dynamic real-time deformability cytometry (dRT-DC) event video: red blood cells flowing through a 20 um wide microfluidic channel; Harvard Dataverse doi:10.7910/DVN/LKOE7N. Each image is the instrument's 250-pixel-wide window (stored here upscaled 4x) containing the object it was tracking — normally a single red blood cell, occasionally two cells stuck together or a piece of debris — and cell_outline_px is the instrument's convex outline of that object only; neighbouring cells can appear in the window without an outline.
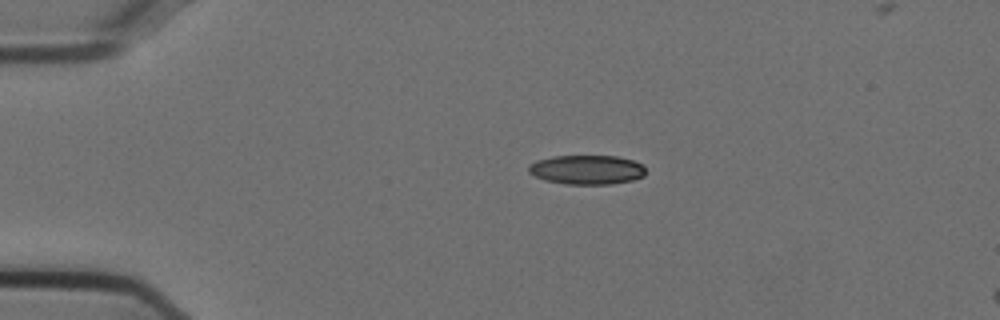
{"species": "Egyptian fruit bat (a non-hibernating species)", "species_latin": "Rousettus aegyptiacus", "temperature_condition": "cold", "stored_images_in_passage": 46, "camera_frame_rate_fps": 3000, "um_per_image_px": 0.085, "animal": {"sex": "female"}, "frame": {"image": 1, "passage_image": 11, "time_ms": 3.333, "image_size_px": [1000, 320], "cell_outline_px": [[644, 176], [632, 180], [608, 184], [568, 184], [544, 180], [528, 172], [528, 164], [536, 160], [552, 156], [616, 156], [632, 160], [644, 164]], "centroid_in_image_um": [49.86, 14.42], "position_along_channel_um": 35.1, "area_um2": 20.0}}
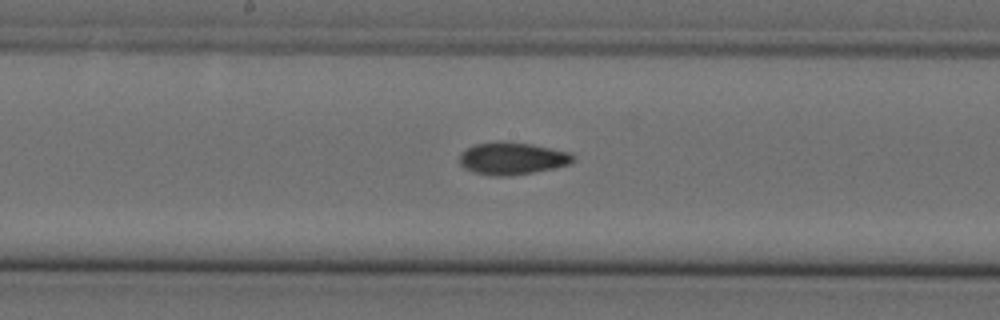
{"frame": {"image": 2, "passage_image": 28, "time_ms": 9.0, "image_size_px": [1000, 320], "cell_outline_px": [[572, 160], [568, 164], [552, 168], [532, 172], [508, 176], [496, 176], [472, 172], [464, 168], [460, 164], [460, 152], [472, 144], [496, 140], [504, 140], [532, 144], [568, 152], [572, 156]], "centroid_in_image_um": [43.43, 13.44], "position_along_channel_um": 204.8, "area_um2": 21.44}}
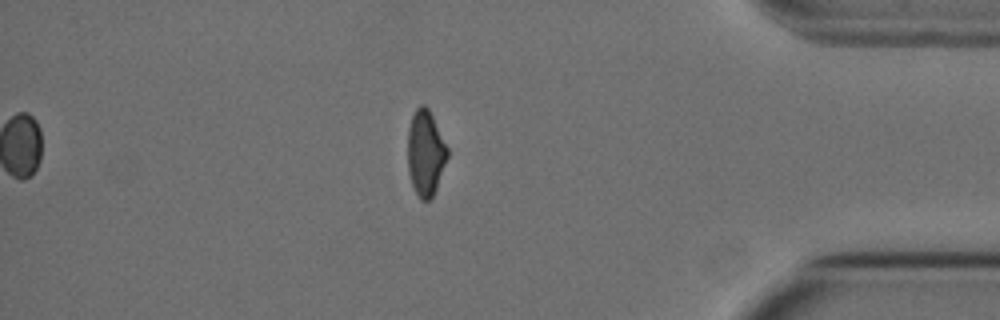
{"frame": {"image": 3, "passage_image": 46, "time_ms": 15.0, "image_size_px": [1000, 320], "cell_outline_px": [[448, 156], [436, 188], [432, 196], [428, 200], [420, 200], [412, 184], [408, 172], [408, 128], [412, 116], [416, 108], [420, 104], [424, 104], [428, 108], [448, 148]], "centroid_in_image_um": [36.16, 12.99], "position_along_channel_um": 399.0, "area_um2": 19.59}, "authors_computed_cell_mechanics": {"area_um2": 20.6346, "velocity_mm_per_s": 3.7645, "shape_relaxation_time_tau1_ms": 8.098, "shape_relaxation_time_tau2_ms": 2.833, "deformation_change_tau1": 0.1754, "deformation_change_tau2": 0.0828}}